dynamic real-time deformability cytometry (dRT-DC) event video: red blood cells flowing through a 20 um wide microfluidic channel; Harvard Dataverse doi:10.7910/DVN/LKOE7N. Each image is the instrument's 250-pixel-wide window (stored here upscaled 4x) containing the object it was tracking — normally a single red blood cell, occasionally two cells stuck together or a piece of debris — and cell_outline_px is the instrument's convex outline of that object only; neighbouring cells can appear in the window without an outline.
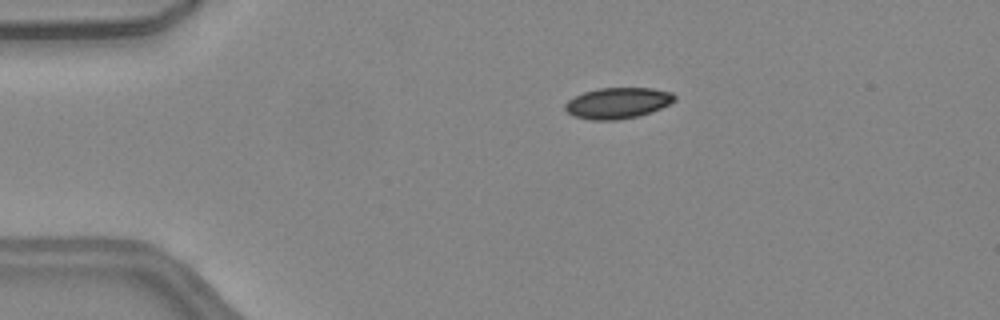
{"species": "common noctule bat (a hibernating species)", "species_latin": "Nyctalus noctula", "temperature_condition": "warm", "stored_images_in_passage": 34, "camera_frame_rate_fps": 3000, "um_per_image_px": 0.085, "animal": {"sex": "female", "body_mass_g": 24.6, "forearm_length_mm": 56.2}, "frame": {"image": 1, "passage_image": 2, "time_ms": 0.333, "image_size_px": [1000, 320], "cell_outline_px": [[676, 100], [660, 108], [640, 116], [616, 120], [592, 120], [572, 116], [564, 108], [564, 104], [568, 100], [584, 92], [596, 88], [652, 88], [672, 92], [676, 96]], "centroid_in_image_um": [52.5, 8.76], "position_along_channel_um": 32.5, "area_um2": 19.83}}
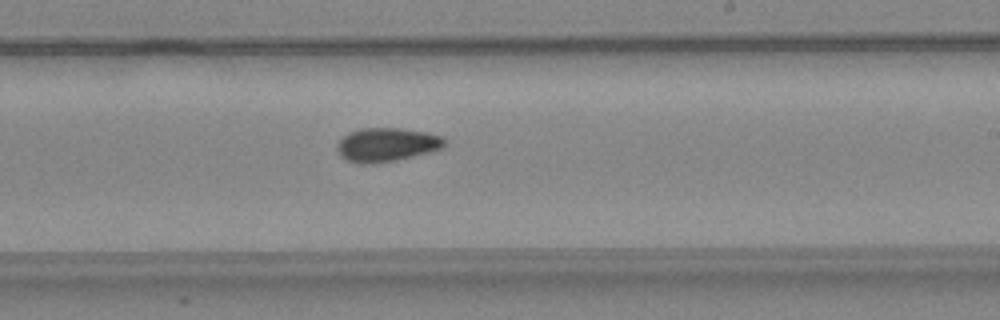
{"frame": {"image": 2, "passage_image": 22, "time_ms": 7.0, "image_size_px": [1000, 320], "cell_outline_px": [[448, 140], [440, 148], [428, 152], [396, 160], [372, 164], [360, 164], [348, 160], [340, 156], [336, 148], [336, 144], [348, 132], [360, 128], [400, 128], [428, 132], [444, 136]], "centroid_in_image_um": [32.86, 12.29], "position_along_channel_um": 256.1, "area_um2": 21.27}}
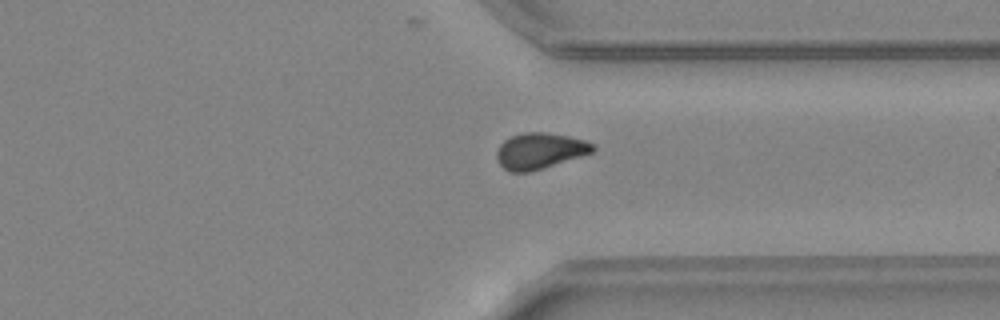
{"frame": {"image": 3, "passage_image": 30, "time_ms": 9.667, "image_size_px": [1000, 320], "cell_outline_px": [[596, 148], [592, 152], [580, 156], [528, 172], [508, 172], [500, 164], [496, 156], [496, 152], [500, 144], [504, 140], [512, 136], [524, 132], [544, 132], [568, 136], [584, 140], [592, 144]], "centroid_in_image_um": [45.84, 12.81], "position_along_channel_um": 365.6, "area_um2": 19.83}, "authors_computed_cell_mechanics": {"area_um2": 20.4034, "velocity_mm_per_s": 4.1153, "shape_relaxation_time_tau1_ms": 8.4419, "shape_relaxation_time_tau2_ms": 4.4513, "deformation_change_tau1": 0.1521, "deformation_change_tau2": 0.0809}}